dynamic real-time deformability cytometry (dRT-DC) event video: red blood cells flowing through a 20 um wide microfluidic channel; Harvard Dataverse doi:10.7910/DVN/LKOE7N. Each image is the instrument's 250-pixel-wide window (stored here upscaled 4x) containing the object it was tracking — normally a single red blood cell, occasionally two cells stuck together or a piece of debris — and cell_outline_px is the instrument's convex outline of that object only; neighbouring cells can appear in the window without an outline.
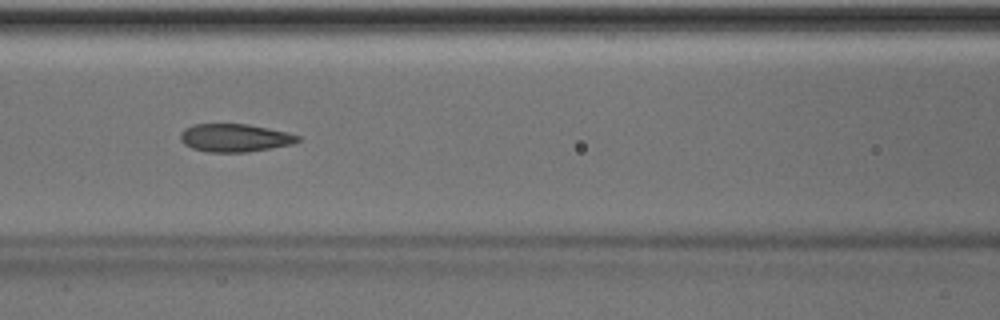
{"species": "Egyptian fruit bat (a non-hibernating species)", "species_latin": "Rousettus aegyptiacus", "temperature_condition": "room temperature", "stored_images_in_passage": 50, "camera_frame_rate_fps": 3000, "um_per_image_px": 0.085, "animal": {"sex": "male"}, "frame": {"image": 1, "passage_image": 22, "time_ms": 7.0, "image_size_px": [1000, 320], "cell_outline_px": [[300, 140], [292, 144], [248, 152], [208, 152], [192, 148], [184, 144], [180, 140], [180, 132], [184, 128], [192, 124], [248, 124], [288, 132], [300, 136]], "centroid_in_image_um": [19.93, 11.71], "position_along_channel_um": 146.7, "area_um2": 19.25}, "authors_computed_cell_mechanics": {"area_um2": 19.5075, "velocity_mm_per_s": 4.0279, "shape_relaxation_time_tau1_ms": null, "shape_relaxation_time_tau2_ms": 1.6856, "deformation_change_tau1": null, "deformation_change_tau2": 0.0844}}